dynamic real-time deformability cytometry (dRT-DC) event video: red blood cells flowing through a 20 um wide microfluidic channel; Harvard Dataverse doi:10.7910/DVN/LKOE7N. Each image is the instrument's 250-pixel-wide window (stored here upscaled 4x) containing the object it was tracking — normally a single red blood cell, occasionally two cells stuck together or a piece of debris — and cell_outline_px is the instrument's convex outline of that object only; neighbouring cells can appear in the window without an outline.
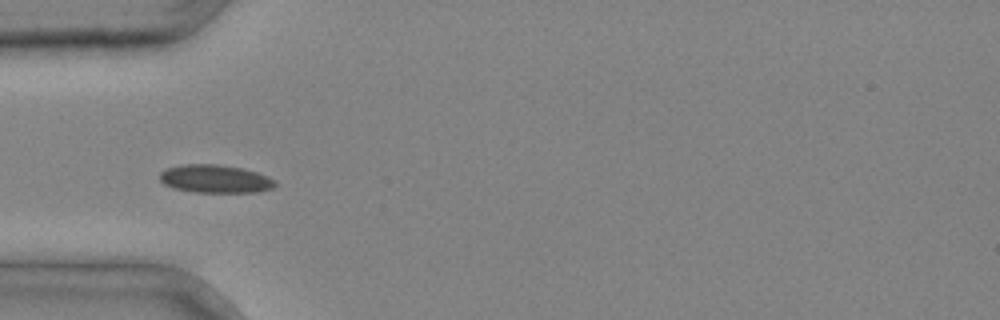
{"species": "common noctule bat (a hibernating species)", "species_latin": "Nyctalus noctula", "temperature_condition": "cold", "stored_images_in_passage": 3, "camera_frame_rate_fps": 3000, "um_per_image_px": 0.085, "animal": {"sex": "male", "body_mass_g": 20.4}, "frame": {"image": 1, "passage_image": 3, "time_ms": 0.667, "image_size_px": [1000, 320], "cell_outline_px": [[280, 184], [272, 188], [256, 192], [196, 192], [176, 188], [164, 184], [160, 180], [160, 172], [168, 168], [180, 164], [216, 164], [244, 168], [268, 176], [276, 180]], "centroid_in_image_um": [18.34, 15.19], "position_along_channel_um": 66.7, "area_um2": 18.96}}